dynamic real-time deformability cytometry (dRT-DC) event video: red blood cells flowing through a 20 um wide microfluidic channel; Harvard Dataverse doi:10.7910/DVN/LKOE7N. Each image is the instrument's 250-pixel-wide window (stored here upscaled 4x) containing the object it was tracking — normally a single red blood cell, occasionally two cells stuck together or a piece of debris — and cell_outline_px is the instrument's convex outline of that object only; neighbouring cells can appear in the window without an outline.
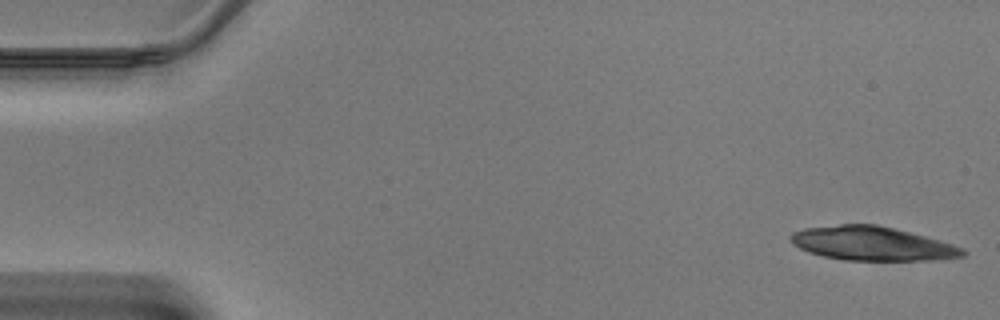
{"species": "Egyptian fruit bat (a non-hibernating species)", "species_latin": "Rousettus aegyptiacus", "temperature_condition": "warm", "stored_images_in_passage": 13, "camera_frame_rate_fps": 3000, "um_per_image_px": 0.085, "animal": {"sex": "male"}, "frame": {"image": 1, "passage_image": 1, "time_ms": 0.0, "image_size_px": [1000, 320], "cell_outline_px": [[968, 252], [964, 256], [932, 260], [844, 260], [824, 256], [808, 252], [792, 244], [788, 236], [792, 232], [804, 228], [840, 224], [876, 224], [940, 240], [964, 248]], "centroid_in_image_um": [74.11, 20.7], "position_along_channel_um": 10.9, "area_um2": 33.99}}
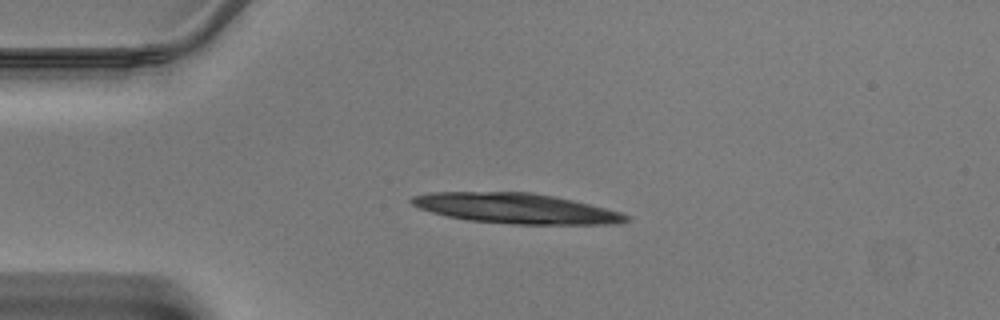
{"frame": {"image": 2, "passage_image": 10, "time_ms": 3.0, "image_size_px": [1000, 320], "cell_outline_px": [[632, 216], [628, 220], [620, 224], [512, 224], [468, 220], [448, 216], [432, 212], [420, 208], [412, 204], [408, 200], [412, 196], [428, 192], [532, 192], [572, 200], [620, 212]], "centroid_in_image_um": [43.85, 17.71], "position_along_channel_um": 41.2, "area_um2": 37.63}}